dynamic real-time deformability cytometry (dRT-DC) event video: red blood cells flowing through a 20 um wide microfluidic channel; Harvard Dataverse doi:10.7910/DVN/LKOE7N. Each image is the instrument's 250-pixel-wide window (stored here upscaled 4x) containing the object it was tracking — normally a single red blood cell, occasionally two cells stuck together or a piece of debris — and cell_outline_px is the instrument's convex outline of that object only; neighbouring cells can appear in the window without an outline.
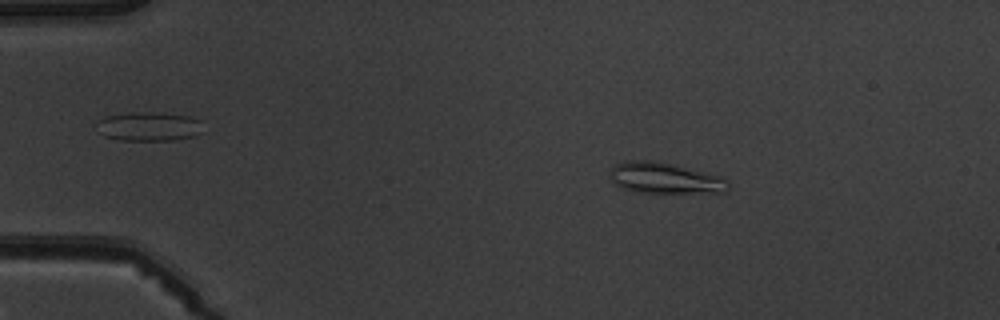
{"species": "common noctule bat (a hibernating species)", "species_latin": "Nyctalus noctula", "temperature_condition": "warm", "stored_images_in_passage": 4, "camera_frame_rate_fps": 3000, "um_per_image_px": 0.085, "animal": {"sex": "male", "body_mass_g": 19.5, "forearm_length_mm": 54.6}, "frame": {"image": 1, "passage_image": 1, "time_ms": 0.0, "image_size_px": [1000, 320], "cell_outline_px": [[728, 188], [724, 192], [636, 192], [620, 188], [612, 180], [608, 172], [616, 164], [624, 160], [652, 160], [724, 176], [728, 180]], "centroid_in_image_um": [56.49, 15.13], "position_along_channel_um": 28.5, "area_um2": 21.27}}